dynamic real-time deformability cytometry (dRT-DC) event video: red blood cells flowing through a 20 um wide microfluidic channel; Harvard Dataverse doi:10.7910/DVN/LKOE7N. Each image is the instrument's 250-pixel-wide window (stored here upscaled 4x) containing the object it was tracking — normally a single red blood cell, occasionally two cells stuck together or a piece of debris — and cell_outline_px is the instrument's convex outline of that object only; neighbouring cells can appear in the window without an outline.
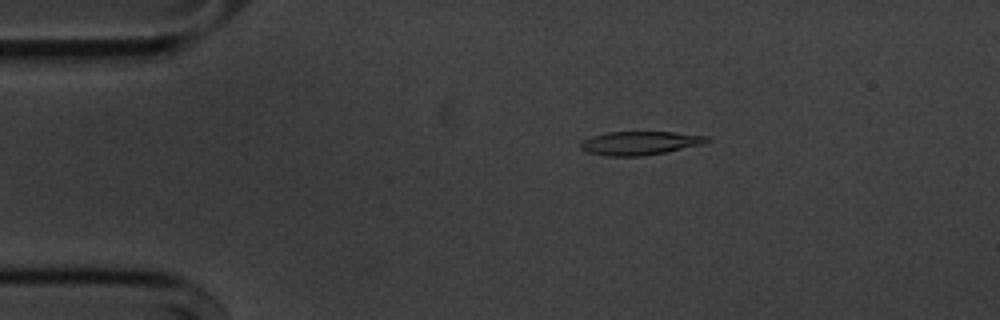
{"species": "common noctule bat (a hibernating species)", "species_latin": "Nyctalus noctula", "temperature_condition": "cold", "stored_images_in_passage": 55, "camera_frame_rate_fps": 3000, "um_per_image_px": 0.085, "animal": {"sex": "male", "body_mass_g": 20.1, "forearm_length_mm": 53.5}, "frame": {"image": 1, "passage_image": 10, "time_ms": 3.0, "image_size_px": [1000, 320], "cell_outline_px": [[708, 140], [700, 144], [664, 152], [644, 156], [608, 156], [588, 152], [580, 148], [580, 144], [584, 140], [592, 136], [608, 132], [672, 132], [708, 136]], "centroid_in_image_um": [54.33, 12.16], "position_along_channel_um": 30.7, "area_um2": 16.99}}
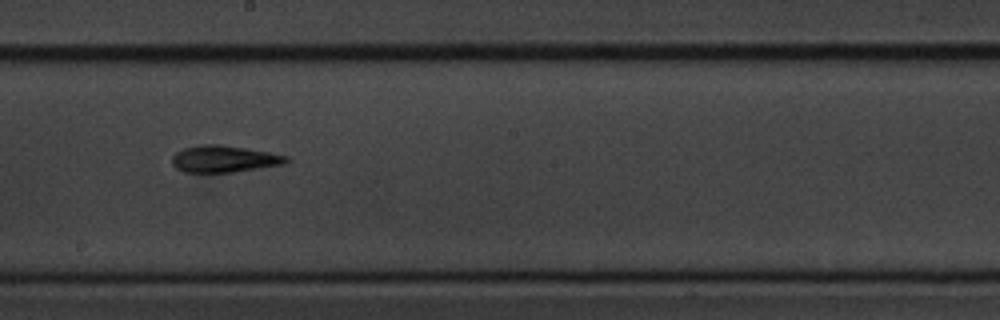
{"frame": {"image": 2, "passage_image": 30, "time_ms": 9.667, "image_size_px": [1000, 320], "cell_outline_px": [[288, 160], [284, 164], [232, 172], [184, 172], [176, 168], [172, 164], [172, 156], [176, 152], [184, 148], [200, 144], [220, 144], [268, 152], [288, 156]], "centroid_in_image_um": [19.01, 13.5], "position_along_channel_um": 229.2, "area_um2": 17.69}}
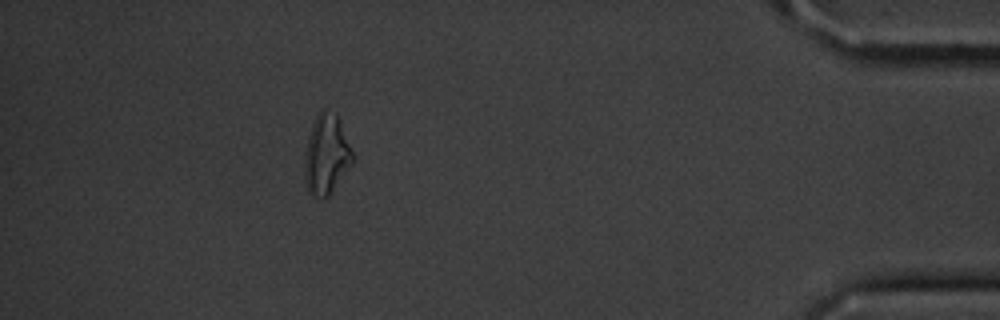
{"frame": {"image": 3, "passage_image": 49, "time_ms": 16.0, "image_size_px": [1000, 320], "cell_outline_px": [[356, 160], [328, 196], [316, 196], [308, 192], [304, 172], [304, 160], [308, 136], [312, 124], [316, 116], [320, 112], [324, 112], [336, 116], [340, 120]], "centroid_in_image_um": [27.76, 13.17], "position_along_channel_um": 407.4, "area_um2": 21.96}, "authors_computed_cell_mechanics": {"area_um2": 17.3978, "velocity_mm_per_s": 3.6354, "shape_relaxation_time_tau1_ms": 4.5158, "shape_relaxation_time_tau2_ms": 6.2472, "deformation_change_tau1": 0.1576, "deformation_change_tau2": 0.1852}}